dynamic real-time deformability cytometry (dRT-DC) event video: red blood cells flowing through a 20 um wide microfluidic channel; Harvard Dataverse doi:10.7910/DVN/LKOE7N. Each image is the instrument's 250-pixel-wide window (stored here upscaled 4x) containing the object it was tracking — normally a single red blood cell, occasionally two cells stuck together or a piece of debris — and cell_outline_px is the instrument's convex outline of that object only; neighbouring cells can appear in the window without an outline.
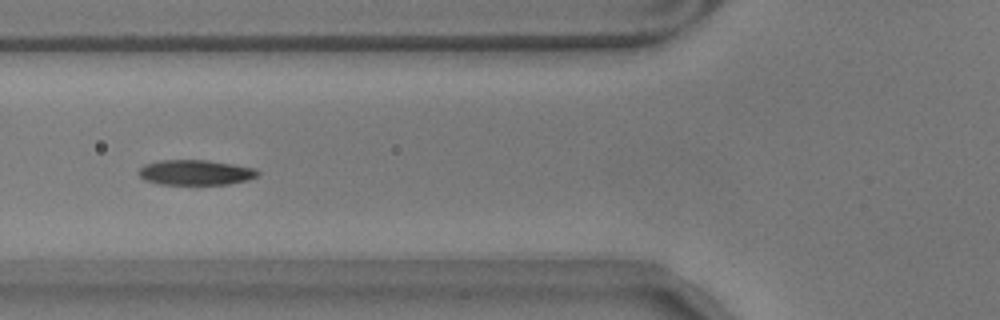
{"species": "common noctule bat (a hibernating species)", "species_latin": "Nyctalus noctula", "temperature_condition": "warm", "stored_images_in_passage": 45, "segment_of_instrument_passage": [1, 2], "camera_frame_rate_fps": 3000, "um_per_image_px": 0.085, "animal": {"sex": "male", "body_mass_g": 17.9}, "frame": {"image": 1, "passage_image": 8, "time_ms": 2.333, "image_size_px": [1000, 320], "cell_outline_px": [[260, 172], [256, 176], [248, 180], [228, 184], [160, 184], [144, 180], [136, 172], [144, 164], [160, 160], [208, 160], [256, 168]], "centroid_in_image_um": [16.6, 14.65], "position_along_channel_um": 109.2, "area_um2": 17.51}}
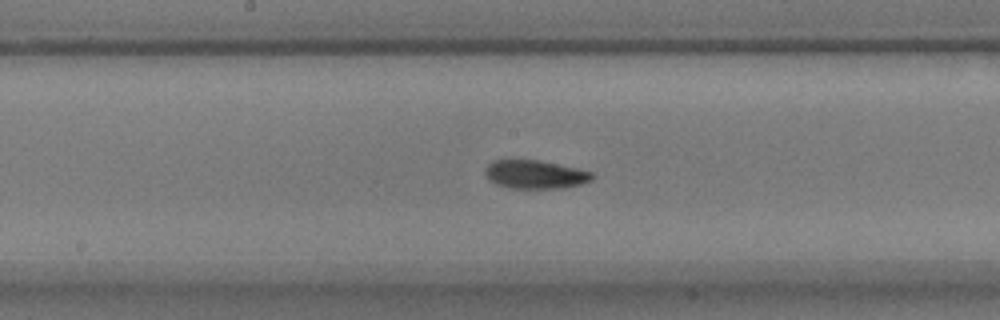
{"frame": {"image": 2, "passage_image": 16, "time_ms": 5.0, "image_size_px": [1000, 320], "cell_outline_px": [[596, 176], [592, 180], [580, 184], [564, 188], [508, 188], [496, 184], [488, 180], [484, 172], [488, 164], [492, 160], [540, 160], [576, 168], [592, 172]], "centroid_in_image_um": [45.48, 14.83], "position_along_channel_um": 202.7, "area_um2": 17.86}}
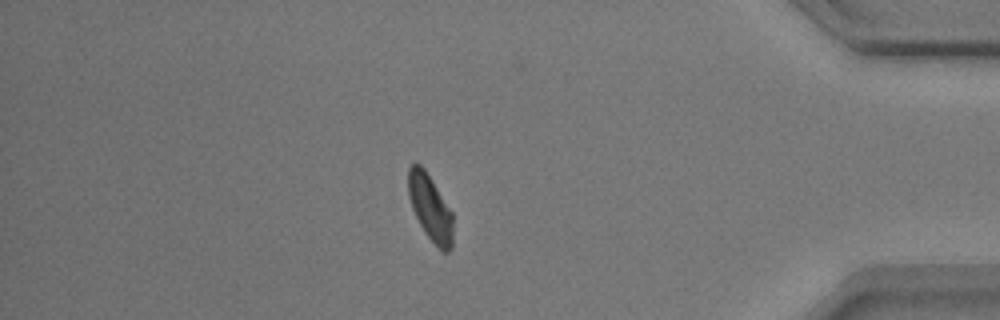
{"frame": {"image": 3, "passage_image": 36, "time_ms": 11.667, "image_size_px": [1000, 320], "cell_outline_px": [[452, 248], [448, 252], [444, 252], [424, 232], [412, 208], [408, 196], [408, 168], [412, 164], [420, 164], [424, 168], [432, 180], [452, 212]], "centroid_in_image_um": [36.56, 17.64], "position_along_channel_um": 398.6, "area_um2": 16.94}}